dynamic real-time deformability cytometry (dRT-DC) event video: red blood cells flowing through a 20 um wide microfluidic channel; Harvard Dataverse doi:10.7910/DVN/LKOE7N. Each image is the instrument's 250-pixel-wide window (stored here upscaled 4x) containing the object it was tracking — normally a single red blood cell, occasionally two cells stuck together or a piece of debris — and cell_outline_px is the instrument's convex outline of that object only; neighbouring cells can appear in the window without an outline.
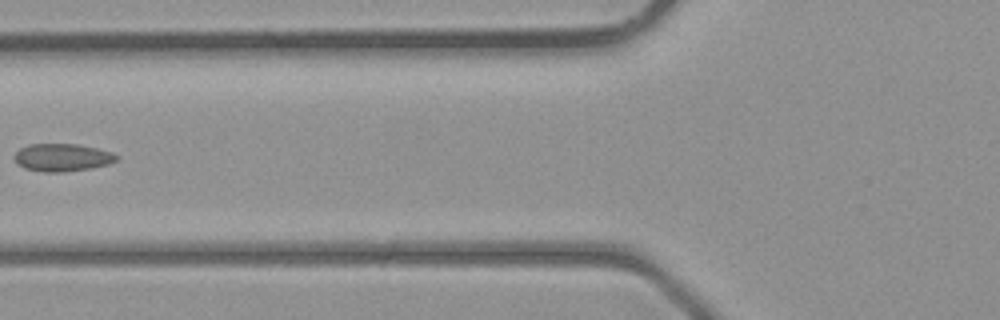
{"species": "common noctule bat (a hibernating species)", "species_latin": "Nyctalus noctula", "temperature_condition": "room temperature", "stored_images_in_passage": 4, "camera_frame_rate_fps": 3000, "um_per_image_px": 0.085, "animal": {"sex": "male", "body_mass_g": 23.1, "forearm_length_mm": 52.7}, "frame": {"image": 1, "passage_image": 4, "time_ms": 3.333, "image_size_px": [1000, 320], "cell_outline_px": [[120, 156], [116, 160], [108, 164], [88, 168], [60, 172], [44, 172], [24, 168], [16, 164], [12, 156], [20, 148], [28, 144], [76, 144], [96, 148], [112, 152]], "centroid_in_image_um": [5.24, 13.38], "position_along_channel_um": 120.6, "area_um2": 16.47}}